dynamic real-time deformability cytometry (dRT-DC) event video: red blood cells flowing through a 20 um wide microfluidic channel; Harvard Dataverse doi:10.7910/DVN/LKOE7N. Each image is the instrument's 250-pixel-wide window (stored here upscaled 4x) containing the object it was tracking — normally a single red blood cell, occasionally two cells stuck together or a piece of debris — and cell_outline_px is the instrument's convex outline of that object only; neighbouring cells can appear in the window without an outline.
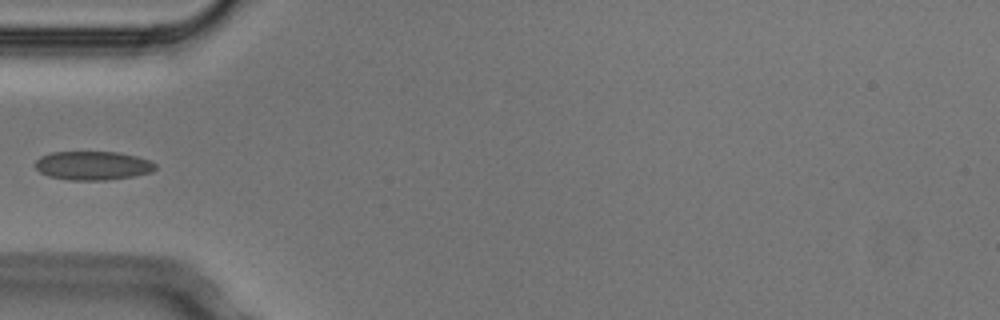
{"species": "Egyptian fruit bat (a non-hibernating species)", "species_latin": "Rousettus aegyptiacus", "temperature_condition": "cold", "stored_images_in_passage": 5, "camera_frame_rate_fps": 3000, "um_per_image_px": 0.085, "animal": {"sex": "male"}, "frame": {"image": 1, "passage_image": 5, "time_ms": 1.333, "image_size_px": [1000, 320], "cell_outline_px": [[156, 168], [152, 172], [132, 176], [104, 180], [68, 180], [48, 176], [40, 172], [36, 168], [36, 160], [40, 156], [52, 152], [116, 152], [136, 156], [148, 160], [156, 164]], "centroid_in_image_um": [7.87, 14.07], "position_along_channel_um": 77.1, "area_um2": 20.06}}